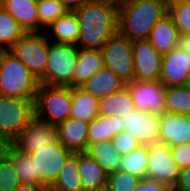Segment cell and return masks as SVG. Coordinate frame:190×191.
Segmentation results:
<instances>
[{
    "label": "cell",
    "instance_id": "49",
    "mask_svg": "<svg viewBox=\"0 0 190 191\" xmlns=\"http://www.w3.org/2000/svg\"><path fill=\"white\" fill-rule=\"evenodd\" d=\"M110 1H113V2H116V3H120V2H123V1H126V0H110Z\"/></svg>",
    "mask_w": 190,
    "mask_h": 191
},
{
    "label": "cell",
    "instance_id": "17",
    "mask_svg": "<svg viewBox=\"0 0 190 191\" xmlns=\"http://www.w3.org/2000/svg\"><path fill=\"white\" fill-rule=\"evenodd\" d=\"M89 123L69 117L57 125L58 140L66 148L75 152H85L88 146Z\"/></svg>",
    "mask_w": 190,
    "mask_h": 191
},
{
    "label": "cell",
    "instance_id": "37",
    "mask_svg": "<svg viewBox=\"0 0 190 191\" xmlns=\"http://www.w3.org/2000/svg\"><path fill=\"white\" fill-rule=\"evenodd\" d=\"M170 151L179 169L190 166V142L170 147Z\"/></svg>",
    "mask_w": 190,
    "mask_h": 191
},
{
    "label": "cell",
    "instance_id": "22",
    "mask_svg": "<svg viewBox=\"0 0 190 191\" xmlns=\"http://www.w3.org/2000/svg\"><path fill=\"white\" fill-rule=\"evenodd\" d=\"M179 35L178 28L173 24L171 18L166 15L152 28L147 40L155 50L164 55L177 47Z\"/></svg>",
    "mask_w": 190,
    "mask_h": 191
},
{
    "label": "cell",
    "instance_id": "1",
    "mask_svg": "<svg viewBox=\"0 0 190 191\" xmlns=\"http://www.w3.org/2000/svg\"><path fill=\"white\" fill-rule=\"evenodd\" d=\"M76 13L80 34L78 47L101 49L105 42L118 32V3L110 0H91Z\"/></svg>",
    "mask_w": 190,
    "mask_h": 191
},
{
    "label": "cell",
    "instance_id": "15",
    "mask_svg": "<svg viewBox=\"0 0 190 191\" xmlns=\"http://www.w3.org/2000/svg\"><path fill=\"white\" fill-rule=\"evenodd\" d=\"M190 74V55L183 49L175 47L162 55L159 81L165 86L185 85Z\"/></svg>",
    "mask_w": 190,
    "mask_h": 191
},
{
    "label": "cell",
    "instance_id": "24",
    "mask_svg": "<svg viewBox=\"0 0 190 191\" xmlns=\"http://www.w3.org/2000/svg\"><path fill=\"white\" fill-rule=\"evenodd\" d=\"M71 92L70 117L90 123L99 115V100L80 86L71 87Z\"/></svg>",
    "mask_w": 190,
    "mask_h": 191
},
{
    "label": "cell",
    "instance_id": "18",
    "mask_svg": "<svg viewBox=\"0 0 190 191\" xmlns=\"http://www.w3.org/2000/svg\"><path fill=\"white\" fill-rule=\"evenodd\" d=\"M126 86L119 76L104 66L80 87L98 100L122 90Z\"/></svg>",
    "mask_w": 190,
    "mask_h": 191
},
{
    "label": "cell",
    "instance_id": "25",
    "mask_svg": "<svg viewBox=\"0 0 190 191\" xmlns=\"http://www.w3.org/2000/svg\"><path fill=\"white\" fill-rule=\"evenodd\" d=\"M48 191H84L78 173V152L72 153Z\"/></svg>",
    "mask_w": 190,
    "mask_h": 191
},
{
    "label": "cell",
    "instance_id": "32",
    "mask_svg": "<svg viewBox=\"0 0 190 191\" xmlns=\"http://www.w3.org/2000/svg\"><path fill=\"white\" fill-rule=\"evenodd\" d=\"M67 9L59 0H37V13L39 17V32L48 28L54 21L67 13Z\"/></svg>",
    "mask_w": 190,
    "mask_h": 191
},
{
    "label": "cell",
    "instance_id": "30",
    "mask_svg": "<svg viewBox=\"0 0 190 191\" xmlns=\"http://www.w3.org/2000/svg\"><path fill=\"white\" fill-rule=\"evenodd\" d=\"M120 170L133 174L139 178L146 177L148 170V148L141 145L137 149L122 156Z\"/></svg>",
    "mask_w": 190,
    "mask_h": 191
},
{
    "label": "cell",
    "instance_id": "23",
    "mask_svg": "<svg viewBox=\"0 0 190 191\" xmlns=\"http://www.w3.org/2000/svg\"><path fill=\"white\" fill-rule=\"evenodd\" d=\"M85 152L108 174L120 169L123 155L114 147L112 140L90 142Z\"/></svg>",
    "mask_w": 190,
    "mask_h": 191
},
{
    "label": "cell",
    "instance_id": "39",
    "mask_svg": "<svg viewBox=\"0 0 190 191\" xmlns=\"http://www.w3.org/2000/svg\"><path fill=\"white\" fill-rule=\"evenodd\" d=\"M106 140H112L122 132V120L117 115L103 116Z\"/></svg>",
    "mask_w": 190,
    "mask_h": 191
},
{
    "label": "cell",
    "instance_id": "14",
    "mask_svg": "<svg viewBox=\"0 0 190 191\" xmlns=\"http://www.w3.org/2000/svg\"><path fill=\"white\" fill-rule=\"evenodd\" d=\"M135 67V80L159 81L162 55L146 40H135L132 43Z\"/></svg>",
    "mask_w": 190,
    "mask_h": 191
},
{
    "label": "cell",
    "instance_id": "7",
    "mask_svg": "<svg viewBox=\"0 0 190 191\" xmlns=\"http://www.w3.org/2000/svg\"><path fill=\"white\" fill-rule=\"evenodd\" d=\"M132 43L117 32L101 48L104 66L110 68L126 84L135 80Z\"/></svg>",
    "mask_w": 190,
    "mask_h": 191
},
{
    "label": "cell",
    "instance_id": "19",
    "mask_svg": "<svg viewBox=\"0 0 190 191\" xmlns=\"http://www.w3.org/2000/svg\"><path fill=\"white\" fill-rule=\"evenodd\" d=\"M0 5L26 32H39L37 0H1Z\"/></svg>",
    "mask_w": 190,
    "mask_h": 191
},
{
    "label": "cell",
    "instance_id": "28",
    "mask_svg": "<svg viewBox=\"0 0 190 191\" xmlns=\"http://www.w3.org/2000/svg\"><path fill=\"white\" fill-rule=\"evenodd\" d=\"M165 112L190 115V88L186 85L166 87Z\"/></svg>",
    "mask_w": 190,
    "mask_h": 191
},
{
    "label": "cell",
    "instance_id": "46",
    "mask_svg": "<svg viewBox=\"0 0 190 191\" xmlns=\"http://www.w3.org/2000/svg\"><path fill=\"white\" fill-rule=\"evenodd\" d=\"M6 51H7V49L0 45V64H1L2 58H3L4 54L6 53Z\"/></svg>",
    "mask_w": 190,
    "mask_h": 191
},
{
    "label": "cell",
    "instance_id": "38",
    "mask_svg": "<svg viewBox=\"0 0 190 191\" xmlns=\"http://www.w3.org/2000/svg\"><path fill=\"white\" fill-rule=\"evenodd\" d=\"M106 141L103 115H98L88 125V144Z\"/></svg>",
    "mask_w": 190,
    "mask_h": 191
},
{
    "label": "cell",
    "instance_id": "16",
    "mask_svg": "<svg viewBox=\"0 0 190 191\" xmlns=\"http://www.w3.org/2000/svg\"><path fill=\"white\" fill-rule=\"evenodd\" d=\"M159 142L168 147L190 142V115L161 114Z\"/></svg>",
    "mask_w": 190,
    "mask_h": 191
},
{
    "label": "cell",
    "instance_id": "42",
    "mask_svg": "<svg viewBox=\"0 0 190 191\" xmlns=\"http://www.w3.org/2000/svg\"><path fill=\"white\" fill-rule=\"evenodd\" d=\"M13 147V140L0 134V161L9 158L10 151Z\"/></svg>",
    "mask_w": 190,
    "mask_h": 191
},
{
    "label": "cell",
    "instance_id": "33",
    "mask_svg": "<svg viewBox=\"0 0 190 191\" xmlns=\"http://www.w3.org/2000/svg\"><path fill=\"white\" fill-rule=\"evenodd\" d=\"M9 158L13 161L21 183L42 185L35 178L34 163L30 157V154L18 151L13 147L10 151Z\"/></svg>",
    "mask_w": 190,
    "mask_h": 191
},
{
    "label": "cell",
    "instance_id": "20",
    "mask_svg": "<svg viewBox=\"0 0 190 191\" xmlns=\"http://www.w3.org/2000/svg\"><path fill=\"white\" fill-rule=\"evenodd\" d=\"M78 173L84 191L107 187L108 173L86 152H78Z\"/></svg>",
    "mask_w": 190,
    "mask_h": 191
},
{
    "label": "cell",
    "instance_id": "47",
    "mask_svg": "<svg viewBox=\"0 0 190 191\" xmlns=\"http://www.w3.org/2000/svg\"><path fill=\"white\" fill-rule=\"evenodd\" d=\"M185 85L190 88V74H189V76L187 78V82H186Z\"/></svg>",
    "mask_w": 190,
    "mask_h": 191
},
{
    "label": "cell",
    "instance_id": "48",
    "mask_svg": "<svg viewBox=\"0 0 190 191\" xmlns=\"http://www.w3.org/2000/svg\"><path fill=\"white\" fill-rule=\"evenodd\" d=\"M92 191H109V189L106 187V188H103V189L92 190Z\"/></svg>",
    "mask_w": 190,
    "mask_h": 191
},
{
    "label": "cell",
    "instance_id": "8",
    "mask_svg": "<svg viewBox=\"0 0 190 191\" xmlns=\"http://www.w3.org/2000/svg\"><path fill=\"white\" fill-rule=\"evenodd\" d=\"M34 102L0 93V134L14 140L35 116Z\"/></svg>",
    "mask_w": 190,
    "mask_h": 191
},
{
    "label": "cell",
    "instance_id": "4",
    "mask_svg": "<svg viewBox=\"0 0 190 191\" xmlns=\"http://www.w3.org/2000/svg\"><path fill=\"white\" fill-rule=\"evenodd\" d=\"M78 49L77 45L50 42L46 69L39 84L73 87Z\"/></svg>",
    "mask_w": 190,
    "mask_h": 191
},
{
    "label": "cell",
    "instance_id": "31",
    "mask_svg": "<svg viewBox=\"0 0 190 191\" xmlns=\"http://www.w3.org/2000/svg\"><path fill=\"white\" fill-rule=\"evenodd\" d=\"M167 15L179 34L190 36V0H168Z\"/></svg>",
    "mask_w": 190,
    "mask_h": 191
},
{
    "label": "cell",
    "instance_id": "10",
    "mask_svg": "<svg viewBox=\"0 0 190 191\" xmlns=\"http://www.w3.org/2000/svg\"><path fill=\"white\" fill-rule=\"evenodd\" d=\"M146 146L148 148L146 177L173 189L178 181L180 169L172 157L170 147L159 141Z\"/></svg>",
    "mask_w": 190,
    "mask_h": 191
},
{
    "label": "cell",
    "instance_id": "12",
    "mask_svg": "<svg viewBox=\"0 0 190 191\" xmlns=\"http://www.w3.org/2000/svg\"><path fill=\"white\" fill-rule=\"evenodd\" d=\"M134 109L149 113H165L166 87L160 81H139L127 83Z\"/></svg>",
    "mask_w": 190,
    "mask_h": 191
},
{
    "label": "cell",
    "instance_id": "27",
    "mask_svg": "<svg viewBox=\"0 0 190 191\" xmlns=\"http://www.w3.org/2000/svg\"><path fill=\"white\" fill-rule=\"evenodd\" d=\"M48 28L54 34L55 43L77 45L80 34L79 22L75 12L68 11L64 16L54 21Z\"/></svg>",
    "mask_w": 190,
    "mask_h": 191
},
{
    "label": "cell",
    "instance_id": "35",
    "mask_svg": "<svg viewBox=\"0 0 190 191\" xmlns=\"http://www.w3.org/2000/svg\"><path fill=\"white\" fill-rule=\"evenodd\" d=\"M20 178L10 158L0 161V191H14Z\"/></svg>",
    "mask_w": 190,
    "mask_h": 191
},
{
    "label": "cell",
    "instance_id": "29",
    "mask_svg": "<svg viewBox=\"0 0 190 191\" xmlns=\"http://www.w3.org/2000/svg\"><path fill=\"white\" fill-rule=\"evenodd\" d=\"M26 33L23 27L0 5V45L9 50Z\"/></svg>",
    "mask_w": 190,
    "mask_h": 191
},
{
    "label": "cell",
    "instance_id": "21",
    "mask_svg": "<svg viewBox=\"0 0 190 191\" xmlns=\"http://www.w3.org/2000/svg\"><path fill=\"white\" fill-rule=\"evenodd\" d=\"M104 67L101 49H78V59L73 75V87L81 86L85 81Z\"/></svg>",
    "mask_w": 190,
    "mask_h": 191
},
{
    "label": "cell",
    "instance_id": "34",
    "mask_svg": "<svg viewBox=\"0 0 190 191\" xmlns=\"http://www.w3.org/2000/svg\"><path fill=\"white\" fill-rule=\"evenodd\" d=\"M141 178L128 172L117 170L108 174L109 191H134Z\"/></svg>",
    "mask_w": 190,
    "mask_h": 191
},
{
    "label": "cell",
    "instance_id": "6",
    "mask_svg": "<svg viewBox=\"0 0 190 191\" xmlns=\"http://www.w3.org/2000/svg\"><path fill=\"white\" fill-rule=\"evenodd\" d=\"M44 32H27L8 51L39 80L45 72L50 41Z\"/></svg>",
    "mask_w": 190,
    "mask_h": 191
},
{
    "label": "cell",
    "instance_id": "11",
    "mask_svg": "<svg viewBox=\"0 0 190 191\" xmlns=\"http://www.w3.org/2000/svg\"><path fill=\"white\" fill-rule=\"evenodd\" d=\"M58 140L57 125L42 121L34 116L13 140V146L24 153L36 152Z\"/></svg>",
    "mask_w": 190,
    "mask_h": 191
},
{
    "label": "cell",
    "instance_id": "26",
    "mask_svg": "<svg viewBox=\"0 0 190 191\" xmlns=\"http://www.w3.org/2000/svg\"><path fill=\"white\" fill-rule=\"evenodd\" d=\"M132 110L133 100L127 86L99 100V115L122 117Z\"/></svg>",
    "mask_w": 190,
    "mask_h": 191
},
{
    "label": "cell",
    "instance_id": "2",
    "mask_svg": "<svg viewBox=\"0 0 190 191\" xmlns=\"http://www.w3.org/2000/svg\"><path fill=\"white\" fill-rule=\"evenodd\" d=\"M168 0H126L118 3V33L131 41L148 39L167 15Z\"/></svg>",
    "mask_w": 190,
    "mask_h": 191
},
{
    "label": "cell",
    "instance_id": "43",
    "mask_svg": "<svg viewBox=\"0 0 190 191\" xmlns=\"http://www.w3.org/2000/svg\"><path fill=\"white\" fill-rule=\"evenodd\" d=\"M67 11L74 12L79 9L84 3L91 0H59Z\"/></svg>",
    "mask_w": 190,
    "mask_h": 191
},
{
    "label": "cell",
    "instance_id": "41",
    "mask_svg": "<svg viewBox=\"0 0 190 191\" xmlns=\"http://www.w3.org/2000/svg\"><path fill=\"white\" fill-rule=\"evenodd\" d=\"M172 191H190V166L179 171V178Z\"/></svg>",
    "mask_w": 190,
    "mask_h": 191
},
{
    "label": "cell",
    "instance_id": "36",
    "mask_svg": "<svg viewBox=\"0 0 190 191\" xmlns=\"http://www.w3.org/2000/svg\"><path fill=\"white\" fill-rule=\"evenodd\" d=\"M112 143L121 155H126L141 146V143L125 130L115 136L112 139Z\"/></svg>",
    "mask_w": 190,
    "mask_h": 191
},
{
    "label": "cell",
    "instance_id": "45",
    "mask_svg": "<svg viewBox=\"0 0 190 191\" xmlns=\"http://www.w3.org/2000/svg\"><path fill=\"white\" fill-rule=\"evenodd\" d=\"M177 47L185 50L190 55V36L180 34L177 39Z\"/></svg>",
    "mask_w": 190,
    "mask_h": 191
},
{
    "label": "cell",
    "instance_id": "9",
    "mask_svg": "<svg viewBox=\"0 0 190 191\" xmlns=\"http://www.w3.org/2000/svg\"><path fill=\"white\" fill-rule=\"evenodd\" d=\"M73 152L57 140L50 146L29 153L34 163L35 178L46 188L57 179L63 164Z\"/></svg>",
    "mask_w": 190,
    "mask_h": 191
},
{
    "label": "cell",
    "instance_id": "44",
    "mask_svg": "<svg viewBox=\"0 0 190 191\" xmlns=\"http://www.w3.org/2000/svg\"><path fill=\"white\" fill-rule=\"evenodd\" d=\"M14 191H48L43 185L21 183Z\"/></svg>",
    "mask_w": 190,
    "mask_h": 191
},
{
    "label": "cell",
    "instance_id": "3",
    "mask_svg": "<svg viewBox=\"0 0 190 191\" xmlns=\"http://www.w3.org/2000/svg\"><path fill=\"white\" fill-rule=\"evenodd\" d=\"M38 87L39 81L30 69L7 50L0 64V93L35 100Z\"/></svg>",
    "mask_w": 190,
    "mask_h": 191
},
{
    "label": "cell",
    "instance_id": "13",
    "mask_svg": "<svg viewBox=\"0 0 190 191\" xmlns=\"http://www.w3.org/2000/svg\"><path fill=\"white\" fill-rule=\"evenodd\" d=\"M122 131H128L141 145L159 141L161 114L134 109L121 117Z\"/></svg>",
    "mask_w": 190,
    "mask_h": 191
},
{
    "label": "cell",
    "instance_id": "40",
    "mask_svg": "<svg viewBox=\"0 0 190 191\" xmlns=\"http://www.w3.org/2000/svg\"><path fill=\"white\" fill-rule=\"evenodd\" d=\"M134 191H172V189L164 183L143 177L140 179Z\"/></svg>",
    "mask_w": 190,
    "mask_h": 191
},
{
    "label": "cell",
    "instance_id": "5",
    "mask_svg": "<svg viewBox=\"0 0 190 191\" xmlns=\"http://www.w3.org/2000/svg\"><path fill=\"white\" fill-rule=\"evenodd\" d=\"M71 106V87L39 84L34 102L38 119L58 125L70 117Z\"/></svg>",
    "mask_w": 190,
    "mask_h": 191
}]
</instances>
